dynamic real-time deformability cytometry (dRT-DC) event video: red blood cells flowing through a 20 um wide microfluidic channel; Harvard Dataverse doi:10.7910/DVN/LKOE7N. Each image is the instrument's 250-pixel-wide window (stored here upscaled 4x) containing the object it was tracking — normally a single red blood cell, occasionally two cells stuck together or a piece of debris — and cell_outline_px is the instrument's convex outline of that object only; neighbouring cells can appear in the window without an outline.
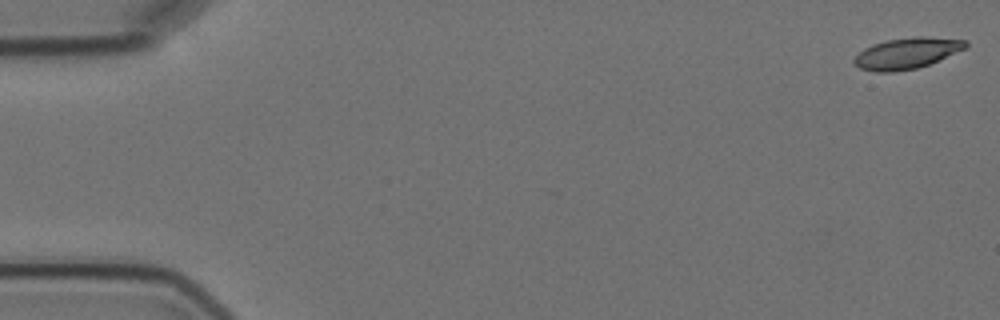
{"species": "Egyptian fruit bat (a non-hibernating species)", "species_latin": "Rousettus aegyptiacus", "temperature_condition": "cold", "stored_images_in_passage": 5, "camera_frame_rate_fps": 3000, "um_per_image_px": 0.085, "animal": {"sex": "female"}, "frame": {"image": 1, "passage_image": 1, "time_ms": 0.0, "image_size_px": [1000, 320], "cell_outline_px": [[968, 48], [928, 64], [916, 68], [892, 72], [876, 72], [860, 68], [852, 60], [864, 48], [872, 44], [888, 40], [916, 36], [920, 36], [968, 40]], "centroid_in_image_um": [77.11, 4.52], "position_along_channel_um": 7.9, "area_um2": 20.06}}
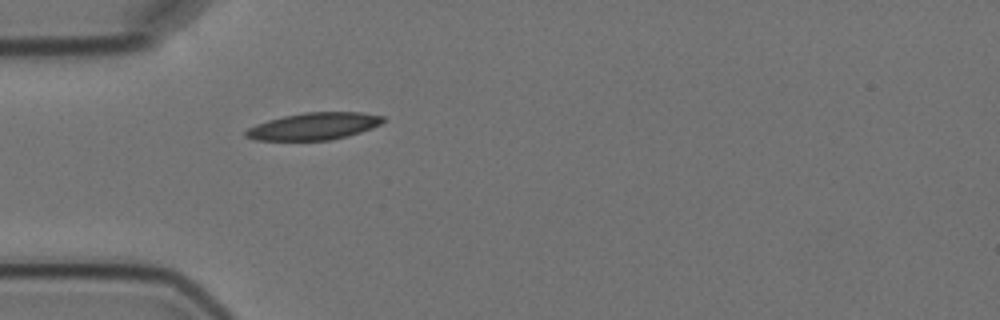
{"frame": {"image": 2, "passage_image": 5, "time_ms": 5.333, "image_size_px": [1000, 320], "cell_outline_px": [[384, 120], [380, 124], [372, 128], [360, 132], [328, 140], [256, 140], [244, 136], [244, 132], [248, 128], [256, 124], [268, 120], [284, 116], [304, 112], [360, 112], [384, 116]], "centroid_in_image_um": [26.65, 10.72], "position_along_channel_um": 58.3, "area_um2": 21.5}}